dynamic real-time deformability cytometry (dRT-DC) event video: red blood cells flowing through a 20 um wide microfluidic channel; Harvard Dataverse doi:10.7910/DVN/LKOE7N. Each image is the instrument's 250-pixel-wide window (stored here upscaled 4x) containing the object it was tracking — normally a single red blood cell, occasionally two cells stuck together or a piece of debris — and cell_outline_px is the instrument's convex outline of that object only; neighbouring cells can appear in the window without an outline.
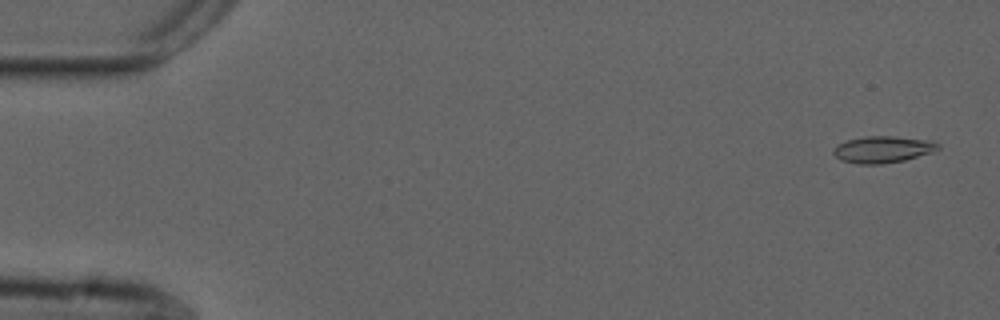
{"species": "common noctule bat (a hibernating species)", "species_latin": "Nyctalus noctula", "temperature_condition": "cold", "stored_images_in_passage": 6, "camera_frame_rate_fps": 3000, "um_per_image_px": 0.085, "animal": {"sex": "male", "forearm_length_mm": 52.5}, "frame": {"image": 1, "passage_image": 2, "time_ms": 0.333, "image_size_px": [1000, 320], "cell_outline_px": [[940, 148], [932, 152], [904, 160], [880, 164], [856, 164], [840, 160], [832, 152], [832, 148], [836, 144], [848, 140], [864, 136], [892, 136], [928, 140], [940, 144]], "centroid_in_image_um": [74.99, 12.7], "position_along_channel_um": 10.0, "area_um2": 16.3}}